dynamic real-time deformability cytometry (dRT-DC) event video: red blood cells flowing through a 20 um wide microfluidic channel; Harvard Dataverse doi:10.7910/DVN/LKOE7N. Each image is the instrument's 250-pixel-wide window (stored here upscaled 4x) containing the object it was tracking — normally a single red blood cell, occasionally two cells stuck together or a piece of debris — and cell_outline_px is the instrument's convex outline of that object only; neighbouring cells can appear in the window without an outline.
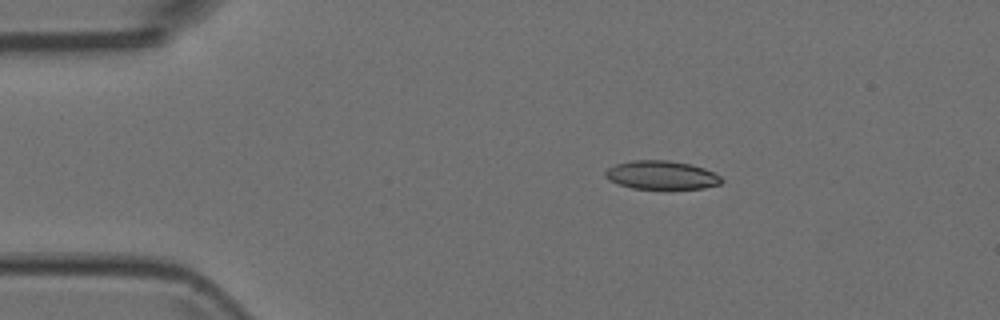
{"species": "Egyptian fruit bat (a non-hibernating species)", "species_latin": "Rousettus aegyptiacus", "temperature_condition": "room temperature", "stored_images_in_passage": 3, "camera_frame_rate_fps": 3000, "um_per_image_px": 0.085, "animal": {"sex": "female"}, "frame": {"image": 1, "passage_image": 2, "time_ms": 0.333, "image_size_px": [1000, 320], "cell_outline_px": [[724, 180], [720, 184], [704, 188], [632, 188], [608, 180], [604, 176], [604, 172], [608, 168], [616, 164], [632, 160], [668, 160], [692, 164], [704, 168], [720, 176]], "centroid_in_image_um": [56.22, 14.87], "position_along_channel_um": 28.8, "area_um2": 19.25}}